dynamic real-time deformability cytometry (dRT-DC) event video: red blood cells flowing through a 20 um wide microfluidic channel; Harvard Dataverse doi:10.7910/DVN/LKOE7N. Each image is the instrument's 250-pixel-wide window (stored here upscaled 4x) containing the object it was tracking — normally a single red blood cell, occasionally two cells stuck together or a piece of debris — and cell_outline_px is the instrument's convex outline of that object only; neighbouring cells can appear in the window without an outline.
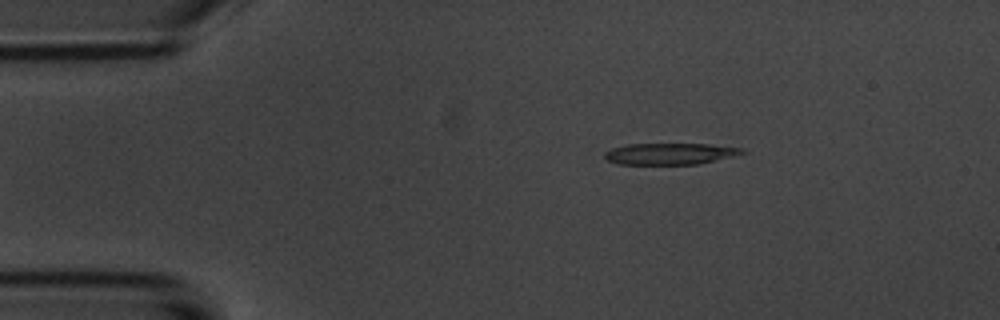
{"species": "common noctule bat (a hibernating species)", "species_latin": "Nyctalus noctula", "temperature_condition": "room temperature", "stored_images_in_passage": 12, "camera_frame_rate_fps": 3000, "um_per_image_px": 0.085, "animal": {"sex": "male", "body_mass_g": 20.1, "forearm_length_mm": 53.5}, "frame": {"image": 1, "passage_image": 7, "time_ms": 2.0, "image_size_px": [1000, 320], "cell_outline_px": [[748, 152], [732, 156], [696, 164], [616, 164], [608, 160], [604, 156], [604, 152], [612, 148], [628, 144], [708, 144], [744, 148]], "centroid_in_image_um": [56.94, 13.06], "position_along_channel_um": 28.1, "area_um2": 17.05}}